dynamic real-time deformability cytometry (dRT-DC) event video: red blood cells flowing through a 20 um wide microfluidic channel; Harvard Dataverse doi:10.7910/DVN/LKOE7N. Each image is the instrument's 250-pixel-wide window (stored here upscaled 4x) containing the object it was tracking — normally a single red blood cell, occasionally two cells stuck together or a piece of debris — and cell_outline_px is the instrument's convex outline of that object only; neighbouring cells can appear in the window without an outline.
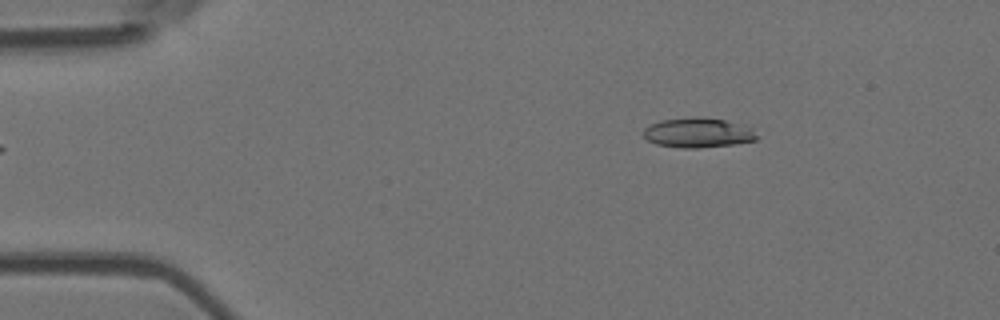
{"species": "Egyptian fruit bat (a non-hibernating species)", "species_latin": "Rousettus aegyptiacus", "temperature_condition": "room temperature", "stored_images_in_passage": 3, "camera_frame_rate_fps": 3000, "um_per_image_px": 0.085, "animal": {"sex": "female"}, "frame": {"image": 1, "passage_image": 1, "time_ms": 0.0, "image_size_px": [1000, 320], "cell_outline_px": [[760, 136], [756, 140], [736, 144], [696, 148], [684, 148], [656, 144], [648, 140], [644, 136], [644, 128], [660, 120], [696, 116], [724, 120], [752, 128]], "centroid_in_image_um": [59.35, 11.28], "position_along_channel_um": 25.6, "area_um2": 19.65}}